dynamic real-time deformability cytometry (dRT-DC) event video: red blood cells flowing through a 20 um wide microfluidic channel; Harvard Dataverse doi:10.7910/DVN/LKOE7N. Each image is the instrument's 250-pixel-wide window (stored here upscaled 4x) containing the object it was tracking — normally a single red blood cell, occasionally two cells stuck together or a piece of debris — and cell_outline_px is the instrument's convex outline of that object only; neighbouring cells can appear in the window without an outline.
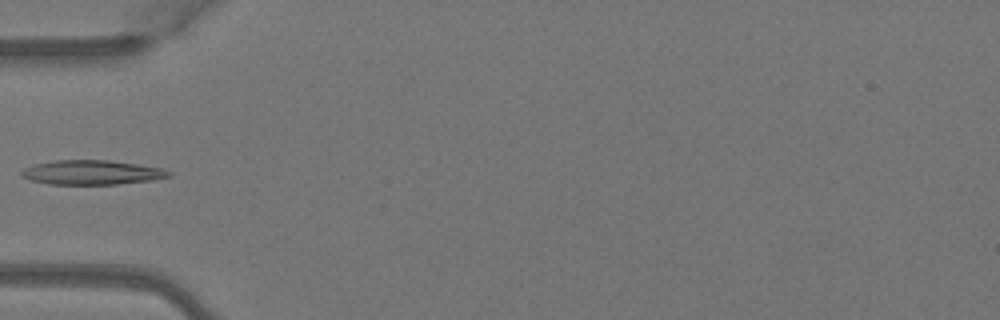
{"species": "Egyptian fruit bat (a non-hibernating species)", "species_latin": "Rousettus aegyptiacus", "temperature_condition": "warm", "stored_images_in_passage": 5, "camera_frame_rate_fps": 3000, "um_per_image_px": 0.085, "animal": {"sex": "female"}, "frame": {"image": 1, "passage_image": 5, "time_ms": 1.333, "image_size_px": [1000, 320], "cell_outline_px": [[172, 176], [152, 180], [116, 184], [48, 184], [32, 180], [24, 176], [20, 172], [24, 168], [32, 164], [52, 160], [108, 160], [136, 164], [160, 168], [172, 172]], "centroid_in_image_um": [7.8, 14.65], "position_along_channel_um": 77.2, "area_um2": 20.87}}